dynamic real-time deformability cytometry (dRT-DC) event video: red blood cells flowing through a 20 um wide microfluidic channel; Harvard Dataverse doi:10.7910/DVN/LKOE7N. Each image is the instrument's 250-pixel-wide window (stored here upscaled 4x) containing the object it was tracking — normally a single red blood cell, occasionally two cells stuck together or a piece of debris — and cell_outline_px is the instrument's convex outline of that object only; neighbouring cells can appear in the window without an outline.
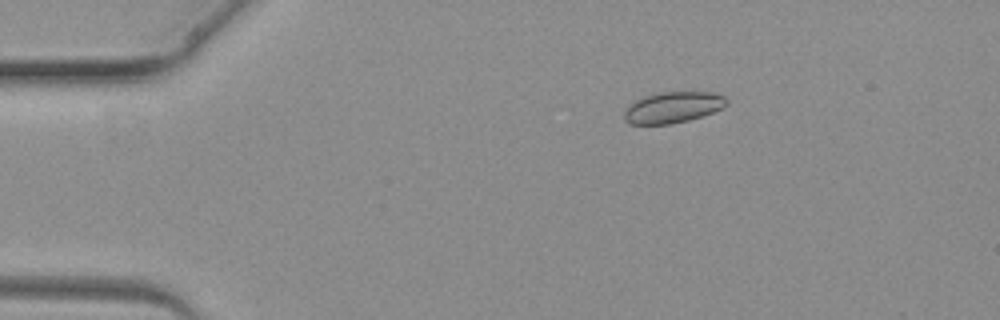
{"species": "common noctule bat (a hibernating species)", "species_latin": "Nyctalus noctula", "temperature_condition": "warm", "stored_images_in_passage": 6, "camera_frame_rate_fps": 3000, "um_per_image_px": 0.085, "animal": {"sex": "female", "body_mass_g": 19.3, "forearm_length_mm": 54.1}, "frame": {"image": 1, "passage_image": 3, "time_ms": 2.333, "image_size_px": [1000, 320], "cell_outline_px": [[728, 104], [712, 112], [688, 120], [672, 124], [628, 124], [624, 120], [624, 108], [628, 104], [640, 96], [656, 92], [712, 92], [724, 96], [728, 100]], "centroid_in_image_um": [57.12, 9.11], "position_along_channel_um": 27.9, "area_um2": 18.84}}
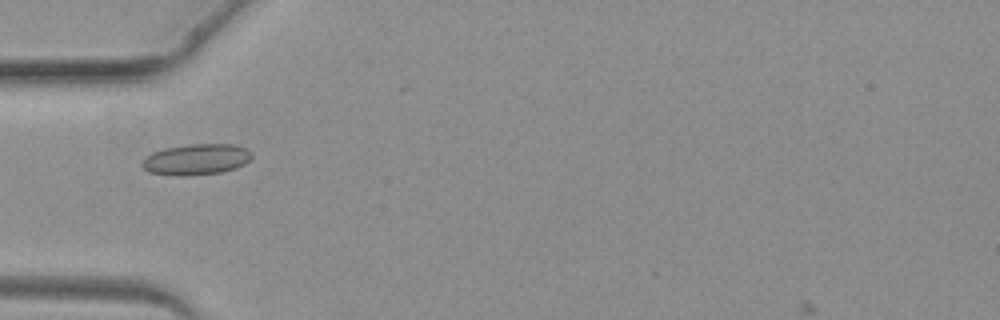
{"frame": {"image": 2, "passage_image": 5, "time_ms": 4.667, "image_size_px": [1000, 320], "cell_outline_px": [[252, 156], [244, 164], [236, 168], [220, 172], [188, 176], [184, 176], [148, 172], [140, 164], [144, 156], [152, 152], [164, 148], [192, 144], [236, 144], [248, 148], [252, 152]], "centroid_in_image_um": [16.68, 13.54], "position_along_channel_um": 68.3, "area_um2": 19.94}}
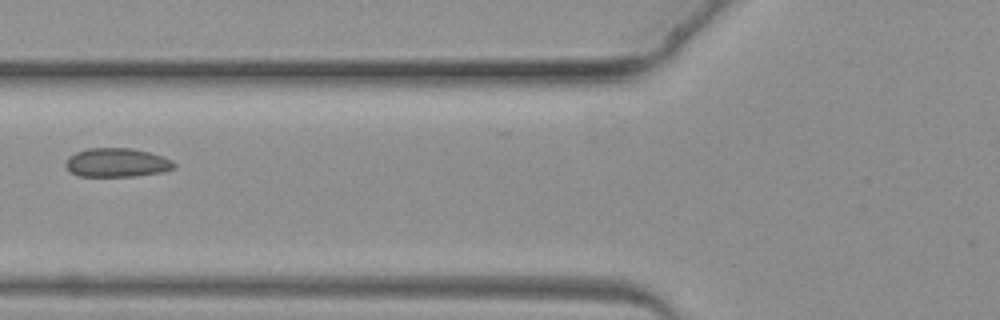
{"frame": {"image": 3, "passage_image": 6, "time_ms": 5.667, "image_size_px": [1000, 320], "cell_outline_px": [[176, 168], [164, 172], [136, 176], [80, 176], [68, 172], [64, 168], [64, 164], [68, 156], [76, 152], [88, 148], [132, 148], [164, 156], [172, 160], [176, 164]], "centroid_in_image_um": [9.92, 13.83], "position_along_channel_um": 115.9, "area_um2": 18.61}}